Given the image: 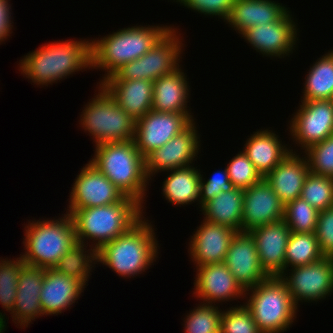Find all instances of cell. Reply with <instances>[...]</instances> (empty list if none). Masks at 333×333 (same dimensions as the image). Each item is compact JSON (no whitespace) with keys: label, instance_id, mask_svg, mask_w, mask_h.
Wrapping results in <instances>:
<instances>
[{"label":"cell","instance_id":"e575fe53","mask_svg":"<svg viewBox=\"0 0 333 333\" xmlns=\"http://www.w3.org/2000/svg\"><path fill=\"white\" fill-rule=\"evenodd\" d=\"M222 309L218 305L198 304L185 316V333H220Z\"/></svg>","mask_w":333,"mask_h":333},{"label":"cell","instance_id":"4316f807","mask_svg":"<svg viewBox=\"0 0 333 333\" xmlns=\"http://www.w3.org/2000/svg\"><path fill=\"white\" fill-rule=\"evenodd\" d=\"M288 9L274 0H235L225 23L242 35L256 25L277 21Z\"/></svg>","mask_w":333,"mask_h":333},{"label":"cell","instance_id":"d6a6232c","mask_svg":"<svg viewBox=\"0 0 333 333\" xmlns=\"http://www.w3.org/2000/svg\"><path fill=\"white\" fill-rule=\"evenodd\" d=\"M300 197L319 212L329 208L333 205V177L309 172Z\"/></svg>","mask_w":333,"mask_h":333},{"label":"cell","instance_id":"f546056e","mask_svg":"<svg viewBox=\"0 0 333 333\" xmlns=\"http://www.w3.org/2000/svg\"><path fill=\"white\" fill-rule=\"evenodd\" d=\"M308 71L301 101L333 99V50L318 58Z\"/></svg>","mask_w":333,"mask_h":333},{"label":"cell","instance_id":"5b68a950","mask_svg":"<svg viewBox=\"0 0 333 333\" xmlns=\"http://www.w3.org/2000/svg\"><path fill=\"white\" fill-rule=\"evenodd\" d=\"M143 213V206L129 196L110 205L76 210L71 215L76 240L89 247L92 245L97 251L105 243L125 233L144 215ZM88 240H92L91 245Z\"/></svg>","mask_w":333,"mask_h":333},{"label":"cell","instance_id":"44dd1931","mask_svg":"<svg viewBox=\"0 0 333 333\" xmlns=\"http://www.w3.org/2000/svg\"><path fill=\"white\" fill-rule=\"evenodd\" d=\"M85 288L86 286L76 278L57 272L54 268L44 269L40 293L43 315L58 316L63 311L71 309Z\"/></svg>","mask_w":333,"mask_h":333},{"label":"cell","instance_id":"7402d4cb","mask_svg":"<svg viewBox=\"0 0 333 333\" xmlns=\"http://www.w3.org/2000/svg\"><path fill=\"white\" fill-rule=\"evenodd\" d=\"M44 268L25 265L18 278L17 296L11 314L12 321L24 329L32 321L44 316L40 305Z\"/></svg>","mask_w":333,"mask_h":333},{"label":"cell","instance_id":"8fae6325","mask_svg":"<svg viewBox=\"0 0 333 333\" xmlns=\"http://www.w3.org/2000/svg\"><path fill=\"white\" fill-rule=\"evenodd\" d=\"M287 130L293 143L307 150L333 135V99L301 101Z\"/></svg>","mask_w":333,"mask_h":333},{"label":"cell","instance_id":"1f68e13d","mask_svg":"<svg viewBox=\"0 0 333 333\" xmlns=\"http://www.w3.org/2000/svg\"><path fill=\"white\" fill-rule=\"evenodd\" d=\"M323 257L315 233H290L285 254V269L308 265Z\"/></svg>","mask_w":333,"mask_h":333},{"label":"cell","instance_id":"ac0fdd59","mask_svg":"<svg viewBox=\"0 0 333 333\" xmlns=\"http://www.w3.org/2000/svg\"><path fill=\"white\" fill-rule=\"evenodd\" d=\"M224 264L244 290L269 277L261 267L255 241L249 233L235 234L230 241Z\"/></svg>","mask_w":333,"mask_h":333},{"label":"cell","instance_id":"484cf974","mask_svg":"<svg viewBox=\"0 0 333 333\" xmlns=\"http://www.w3.org/2000/svg\"><path fill=\"white\" fill-rule=\"evenodd\" d=\"M180 66L173 73L153 82L152 110L178 114H193L187 103L190 97L189 78ZM189 108V109H188Z\"/></svg>","mask_w":333,"mask_h":333},{"label":"cell","instance_id":"9a60e30c","mask_svg":"<svg viewBox=\"0 0 333 333\" xmlns=\"http://www.w3.org/2000/svg\"><path fill=\"white\" fill-rule=\"evenodd\" d=\"M196 125L193 121L184 131L145 157V170L149 180L158 172L175 170L195 163L201 151V140Z\"/></svg>","mask_w":333,"mask_h":333},{"label":"cell","instance_id":"f35d334b","mask_svg":"<svg viewBox=\"0 0 333 333\" xmlns=\"http://www.w3.org/2000/svg\"><path fill=\"white\" fill-rule=\"evenodd\" d=\"M312 173L333 177V135L303 151Z\"/></svg>","mask_w":333,"mask_h":333},{"label":"cell","instance_id":"30bf717a","mask_svg":"<svg viewBox=\"0 0 333 333\" xmlns=\"http://www.w3.org/2000/svg\"><path fill=\"white\" fill-rule=\"evenodd\" d=\"M279 277L297 307L300 302L317 303L333 293V257L324 256L308 265L285 269Z\"/></svg>","mask_w":333,"mask_h":333},{"label":"cell","instance_id":"b9f144b4","mask_svg":"<svg viewBox=\"0 0 333 333\" xmlns=\"http://www.w3.org/2000/svg\"><path fill=\"white\" fill-rule=\"evenodd\" d=\"M315 235L324 256L333 257V205L319 212Z\"/></svg>","mask_w":333,"mask_h":333},{"label":"cell","instance_id":"83f0119b","mask_svg":"<svg viewBox=\"0 0 333 333\" xmlns=\"http://www.w3.org/2000/svg\"><path fill=\"white\" fill-rule=\"evenodd\" d=\"M169 175L166 176L162 182V194L168 203L175 206H186L198 202L200 195V178L201 170L194 167V164L177 168L175 170L167 171Z\"/></svg>","mask_w":333,"mask_h":333},{"label":"cell","instance_id":"7c38bea8","mask_svg":"<svg viewBox=\"0 0 333 333\" xmlns=\"http://www.w3.org/2000/svg\"><path fill=\"white\" fill-rule=\"evenodd\" d=\"M287 10L277 21L247 29L241 37L259 54L277 59L290 57L299 40L298 23Z\"/></svg>","mask_w":333,"mask_h":333},{"label":"cell","instance_id":"d6986e66","mask_svg":"<svg viewBox=\"0 0 333 333\" xmlns=\"http://www.w3.org/2000/svg\"><path fill=\"white\" fill-rule=\"evenodd\" d=\"M290 233L284 220L249 232L255 241L261 267L269 277L281 276L285 271V254Z\"/></svg>","mask_w":333,"mask_h":333},{"label":"cell","instance_id":"836d02e7","mask_svg":"<svg viewBox=\"0 0 333 333\" xmlns=\"http://www.w3.org/2000/svg\"><path fill=\"white\" fill-rule=\"evenodd\" d=\"M25 265L21 255L12 260L0 258V305L10 314L17 296L19 274Z\"/></svg>","mask_w":333,"mask_h":333},{"label":"cell","instance_id":"3957f363","mask_svg":"<svg viewBox=\"0 0 333 333\" xmlns=\"http://www.w3.org/2000/svg\"><path fill=\"white\" fill-rule=\"evenodd\" d=\"M167 25H138L122 28L99 39H91V69L105 71L100 82L122 65L148 52L171 28ZM107 72V73H106Z\"/></svg>","mask_w":333,"mask_h":333},{"label":"cell","instance_id":"74e56055","mask_svg":"<svg viewBox=\"0 0 333 333\" xmlns=\"http://www.w3.org/2000/svg\"><path fill=\"white\" fill-rule=\"evenodd\" d=\"M226 168L230 181L236 188L245 190L263 178L243 151H239Z\"/></svg>","mask_w":333,"mask_h":333},{"label":"cell","instance_id":"60d3db41","mask_svg":"<svg viewBox=\"0 0 333 333\" xmlns=\"http://www.w3.org/2000/svg\"><path fill=\"white\" fill-rule=\"evenodd\" d=\"M189 10L203 14L204 16L218 17L227 21L235 0H173Z\"/></svg>","mask_w":333,"mask_h":333},{"label":"cell","instance_id":"7bdbcfd3","mask_svg":"<svg viewBox=\"0 0 333 333\" xmlns=\"http://www.w3.org/2000/svg\"><path fill=\"white\" fill-rule=\"evenodd\" d=\"M10 0H0V44L8 40L11 37L13 30V19L11 14L12 8L9 4ZM11 9V10H10Z\"/></svg>","mask_w":333,"mask_h":333},{"label":"cell","instance_id":"7a4b0ae2","mask_svg":"<svg viewBox=\"0 0 333 333\" xmlns=\"http://www.w3.org/2000/svg\"><path fill=\"white\" fill-rule=\"evenodd\" d=\"M146 219L142 216L121 236L102 245L96 251L97 265L101 263L127 279L141 275L154 265L160 248L156 228Z\"/></svg>","mask_w":333,"mask_h":333},{"label":"cell","instance_id":"4fadbf2b","mask_svg":"<svg viewBox=\"0 0 333 333\" xmlns=\"http://www.w3.org/2000/svg\"><path fill=\"white\" fill-rule=\"evenodd\" d=\"M67 213L106 206L122 201L126 196L93 163L88 161L75 178L70 192Z\"/></svg>","mask_w":333,"mask_h":333},{"label":"cell","instance_id":"8d00e7d4","mask_svg":"<svg viewBox=\"0 0 333 333\" xmlns=\"http://www.w3.org/2000/svg\"><path fill=\"white\" fill-rule=\"evenodd\" d=\"M220 333H262L244 304L222 311Z\"/></svg>","mask_w":333,"mask_h":333},{"label":"cell","instance_id":"603a6c76","mask_svg":"<svg viewBox=\"0 0 333 333\" xmlns=\"http://www.w3.org/2000/svg\"><path fill=\"white\" fill-rule=\"evenodd\" d=\"M293 150L264 179L285 206L301 196L306 176L310 172L307 157Z\"/></svg>","mask_w":333,"mask_h":333},{"label":"cell","instance_id":"f1b7e54d","mask_svg":"<svg viewBox=\"0 0 333 333\" xmlns=\"http://www.w3.org/2000/svg\"><path fill=\"white\" fill-rule=\"evenodd\" d=\"M243 198L244 189L235 188L227 192H221L200 208L204 215L203 220L225 225L237 232H241Z\"/></svg>","mask_w":333,"mask_h":333},{"label":"cell","instance_id":"5bb4252c","mask_svg":"<svg viewBox=\"0 0 333 333\" xmlns=\"http://www.w3.org/2000/svg\"><path fill=\"white\" fill-rule=\"evenodd\" d=\"M194 120L192 114L157 112L150 110L135 121L133 141L145 158L153 150L166 144L184 131Z\"/></svg>","mask_w":333,"mask_h":333},{"label":"cell","instance_id":"ba28073f","mask_svg":"<svg viewBox=\"0 0 333 333\" xmlns=\"http://www.w3.org/2000/svg\"><path fill=\"white\" fill-rule=\"evenodd\" d=\"M98 92L83 107L79 124L99 145L133 140L135 119L120 108L108 92L97 83Z\"/></svg>","mask_w":333,"mask_h":333},{"label":"cell","instance_id":"6da1fadb","mask_svg":"<svg viewBox=\"0 0 333 333\" xmlns=\"http://www.w3.org/2000/svg\"><path fill=\"white\" fill-rule=\"evenodd\" d=\"M54 41L27 53L19 61V72L37 86L67 79L75 72L91 68V39Z\"/></svg>","mask_w":333,"mask_h":333},{"label":"cell","instance_id":"cb8c5ba5","mask_svg":"<svg viewBox=\"0 0 333 333\" xmlns=\"http://www.w3.org/2000/svg\"><path fill=\"white\" fill-rule=\"evenodd\" d=\"M99 84L115 103L137 120L152 110L153 82L136 80H102Z\"/></svg>","mask_w":333,"mask_h":333},{"label":"cell","instance_id":"d590c367","mask_svg":"<svg viewBox=\"0 0 333 333\" xmlns=\"http://www.w3.org/2000/svg\"><path fill=\"white\" fill-rule=\"evenodd\" d=\"M319 211L301 197L284 206V221L291 232L315 233Z\"/></svg>","mask_w":333,"mask_h":333},{"label":"cell","instance_id":"ffe728a7","mask_svg":"<svg viewBox=\"0 0 333 333\" xmlns=\"http://www.w3.org/2000/svg\"><path fill=\"white\" fill-rule=\"evenodd\" d=\"M190 238L188 253L195 267L224 262L230 241L237 231L202 220Z\"/></svg>","mask_w":333,"mask_h":333},{"label":"cell","instance_id":"52a82bcc","mask_svg":"<svg viewBox=\"0 0 333 333\" xmlns=\"http://www.w3.org/2000/svg\"><path fill=\"white\" fill-rule=\"evenodd\" d=\"M244 298V305L262 333H283L297 318L298 307L279 276L268 277L245 290Z\"/></svg>","mask_w":333,"mask_h":333},{"label":"cell","instance_id":"d4e9b609","mask_svg":"<svg viewBox=\"0 0 333 333\" xmlns=\"http://www.w3.org/2000/svg\"><path fill=\"white\" fill-rule=\"evenodd\" d=\"M245 142L242 151L263 178L293 150L268 128L256 130Z\"/></svg>","mask_w":333,"mask_h":333},{"label":"cell","instance_id":"e0dca14e","mask_svg":"<svg viewBox=\"0 0 333 333\" xmlns=\"http://www.w3.org/2000/svg\"><path fill=\"white\" fill-rule=\"evenodd\" d=\"M283 219L284 205L264 178L244 190L241 233Z\"/></svg>","mask_w":333,"mask_h":333},{"label":"cell","instance_id":"277c9868","mask_svg":"<svg viewBox=\"0 0 333 333\" xmlns=\"http://www.w3.org/2000/svg\"><path fill=\"white\" fill-rule=\"evenodd\" d=\"M90 162L98 168L125 196L133 197L143 206L150 180L146 175L145 158L133 140L95 145Z\"/></svg>","mask_w":333,"mask_h":333},{"label":"cell","instance_id":"4dcf8cb0","mask_svg":"<svg viewBox=\"0 0 333 333\" xmlns=\"http://www.w3.org/2000/svg\"><path fill=\"white\" fill-rule=\"evenodd\" d=\"M87 246L84 243L76 242L74 245L61 257V259L54 266L57 272L76 278L81 281L85 286H88L89 276L95 269L96 250ZM87 281V282H86Z\"/></svg>","mask_w":333,"mask_h":333},{"label":"cell","instance_id":"2e32d148","mask_svg":"<svg viewBox=\"0 0 333 333\" xmlns=\"http://www.w3.org/2000/svg\"><path fill=\"white\" fill-rule=\"evenodd\" d=\"M193 295L202 304L216 305L242 298L245 290L231 274L229 268L221 263H210L196 267Z\"/></svg>","mask_w":333,"mask_h":333},{"label":"cell","instance_id":"ab89813d","mask_svg":"<svg viewBox=\"0 0 333 333\" xmlns=\"http://www.w3.org/2000/svg\"><path fill=\"white\" fill-rule=\"evenodd\" d=\"M205 179L206 178H204L203 174H201L199 208L221 192H227L236 188L230 181L227 168L224 170L219 169L218 171H214L212 176L207 179V181Z\"/></svg>","mask_w":333,"mask_h":333},{"label":"cell","instance_id":"9c48e42d","mask_svg":"<svg viewBox=\"0 0 333 333\" xmlns=\"http://www.w3.org/2000/svg\"><path fill=\"white\" fill-rule=\"evenodd\" d=\"M174 27L173 25L143 56L122 65L104 80L144 79L154 82L157 78L173 73L181 66L184 48V37L178 31L180 29Z\"/></svg>","mask_w":333,"mask_h":333},{"label":"cell","instance_id":"8992f818","mask_svg":"<svg viewBox=\"0 0 333 333\" xmlns=\"http://www.w3.org/2000/svg\"><path fill=\"white\" fill-rule=\"evenodd\" d=\"M31 221L29 220L28 225L24 227L25 253L20 255L26 265L44 269L54 268L61 257L77 242L72 217L66 212L58 219L43 218Z\"/></svg>","mask_w":333,"mask_h":333}]
</instances>
